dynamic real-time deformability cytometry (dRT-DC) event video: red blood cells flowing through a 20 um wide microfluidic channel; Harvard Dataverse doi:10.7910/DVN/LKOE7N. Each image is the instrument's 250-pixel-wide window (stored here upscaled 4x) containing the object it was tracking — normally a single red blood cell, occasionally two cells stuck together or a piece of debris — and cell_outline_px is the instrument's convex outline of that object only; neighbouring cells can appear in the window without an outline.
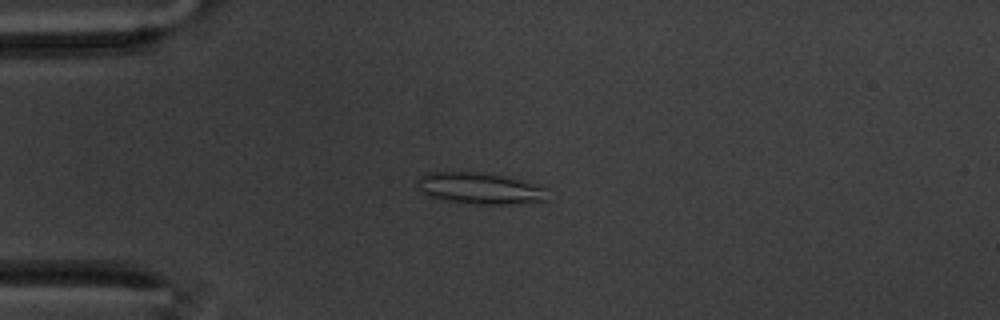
{"species": "common noctule bat (a hibernating species)", "species_latin": "Nyctalus noctula", "temperature_condition": "warm", "stored_images_in_passage": 58, "camera_frame_rate_fps": 3000, "um_per_image_px": 0.085, "animal": {"sex": "male", "body_mass_g": 20.1, "forearm_length_mm": 53.5}, "frame": {"image": 1, "passage_image": 15, "time_ms": 4.667, "image_size_px": [1000, 320], "cell_outline_px": [[548, 200], [520, 204], [480, 204], [440, 200], [428, 196], [420, 192], [416, 184], [416, 180], [420, 176], [428, 172], [480, 172], [540, 184], [548, 188]], "centroid_in_image_um": [40.8, 16.02], "position_along_channel_um": 44.2, "area_um2": 24.28}}
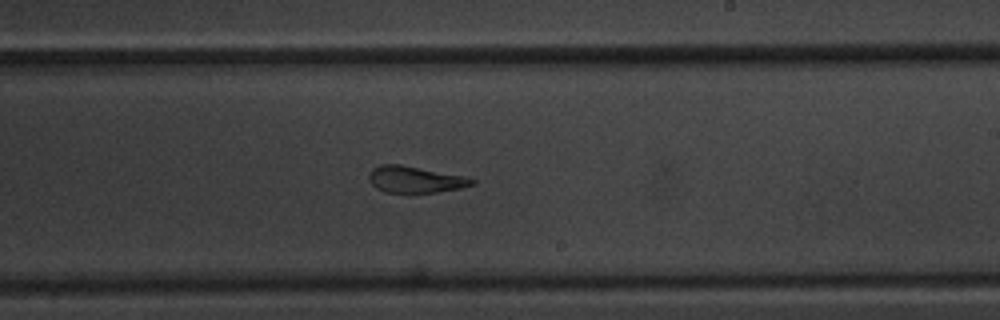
{"frame": {"image": 2, "passage_image": 35, "time_ms": 11.333, "image_size_px": [1000, 320], "cell_outline_px": [[476, 184], [460, 188], [436, 192], [384, 192], [376, 188], [368, 180], [368, 172], [372, 168], [380, 164], [400, 164], [464, 176], [476, 180]], "centroid_in_image_um": [35.25, 15.25], "position_along_channel_um": 253.7, "area_um2": 15.95}}
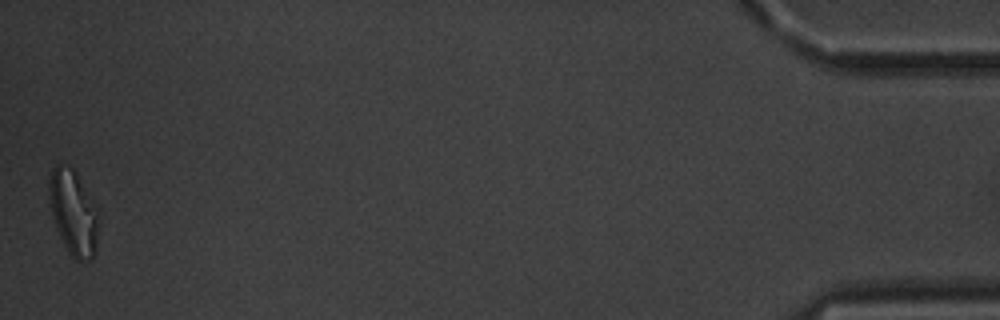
{"frame": {"image": 3, "passage_image": 58, "time_ms": 19.0, "image_size_px": [1000, 320], "cell_outline_px": [[100, 208], [96, 248], [92, 260], [76, 260], [68, 252], [56, 228], [52, 216], [48, 188], [48, 180], [52, 168], [56, 164], [60, 164], [72, 168], [76, 172]], "centroid_in_image_um": [6.27, 18.04], "position_along_channel_um": 428.9, "area_um2": 25.03}, "authors_computed_cell_mechanics": {"area_um2": 19.4208, "velocity_mm_per_s": 3.4716, "shape_relaxation_time_tau1_ms": null, "shape_relaxation_time_tau2_ms": 1.3912, "deformation_change_tau1": null, "deformation_change_tau2": 0.0937}}